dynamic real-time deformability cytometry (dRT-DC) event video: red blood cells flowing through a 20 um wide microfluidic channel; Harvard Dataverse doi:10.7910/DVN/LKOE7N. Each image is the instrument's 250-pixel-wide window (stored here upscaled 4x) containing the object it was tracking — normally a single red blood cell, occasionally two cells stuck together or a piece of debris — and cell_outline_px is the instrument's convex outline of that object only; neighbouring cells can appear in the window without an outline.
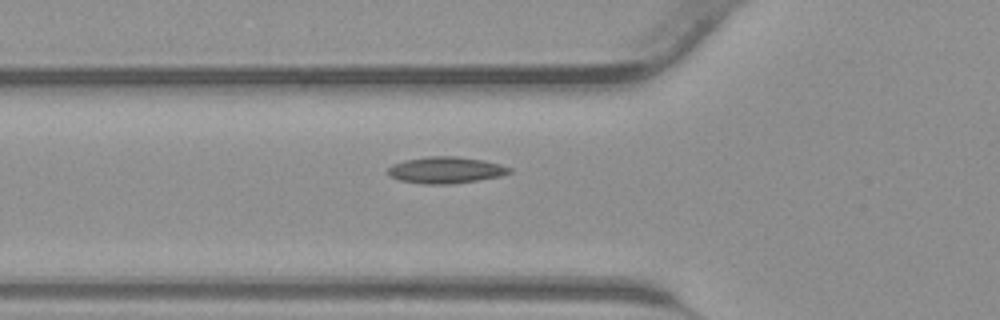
{"species": "common noctule bat (a hibernating species)", "species_latin": "Nyctalus noctula", "temperature_condition": "warm", "stored_images_in_passage": 30, "camera_frame_rate_fps": 3000, "um_per_image_px": 0.085, "animal": {"sex": "male", "body_mass_g": 23.1, "forearm_length_mm": 52.7}, "frame": {"image": 1, "passage_image": 3, "time_ms": 0.667, "image_size_px": [1000, 320], "cell_outline_px": [[512, 172], [500, 176], [476, 180], [448, 184], [424, 184], [400, 180], [388, 176], [388, 168], [392, 164], [404, 160], [428, 156], [456, 156], [484, 160], [500, 164], [512, 168]], "centroid_in_image_um": [37.87, 14.44], "position_along_channel_um": 87.9, "area_um2": 18.79}}
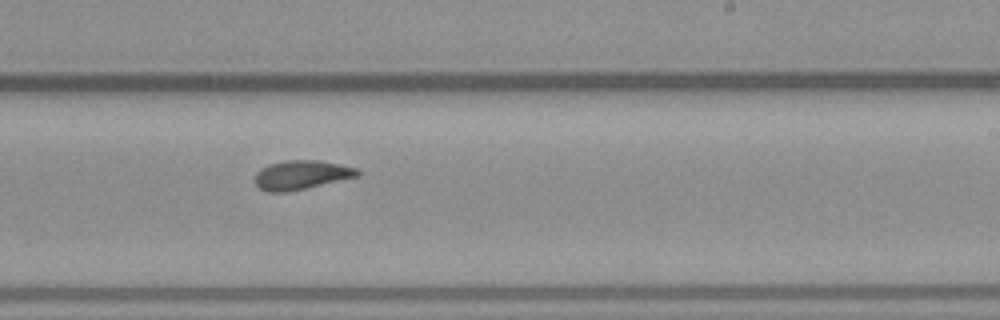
{"frame": {"image": 2, "passage_image": 14, "time_ms": 4.333, "image_size_px": [1000, 320], "cell_outline_px": [[360, 176], [288, 192], [268, 192], [260, 188], [256, 184], [256, 172], [260, 168], [268, 164], [288, 160], [320, 160], [340, 164], [356, 168], [360, 172]], "centroid_in_image_um": [25.63, 14.86], "position_along_channel_um": 263.4, "area_um2": 17.4}}
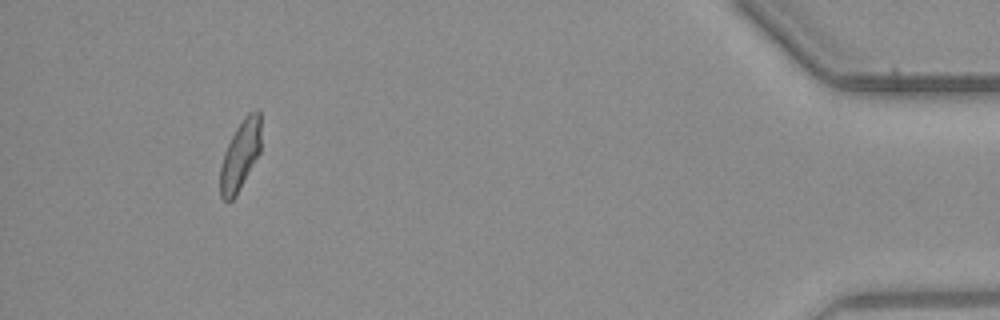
{"frame": {"image": 3, "passage_image": 28, "time_ms": 9.0, "image_size_px": [1000, 320], "cell_outline_px": [[260, 152], [236, 196], [232, 200], [224, 200], [220, 196], [220, 164], [224, 152], [236, 128], [244, 116], [248, 112], [256, 108], [260, 108]], "centroid_in_image_um": [20.42, 13.17], "position_along_channel_um": 414.8, "area_um2": 16.65}}